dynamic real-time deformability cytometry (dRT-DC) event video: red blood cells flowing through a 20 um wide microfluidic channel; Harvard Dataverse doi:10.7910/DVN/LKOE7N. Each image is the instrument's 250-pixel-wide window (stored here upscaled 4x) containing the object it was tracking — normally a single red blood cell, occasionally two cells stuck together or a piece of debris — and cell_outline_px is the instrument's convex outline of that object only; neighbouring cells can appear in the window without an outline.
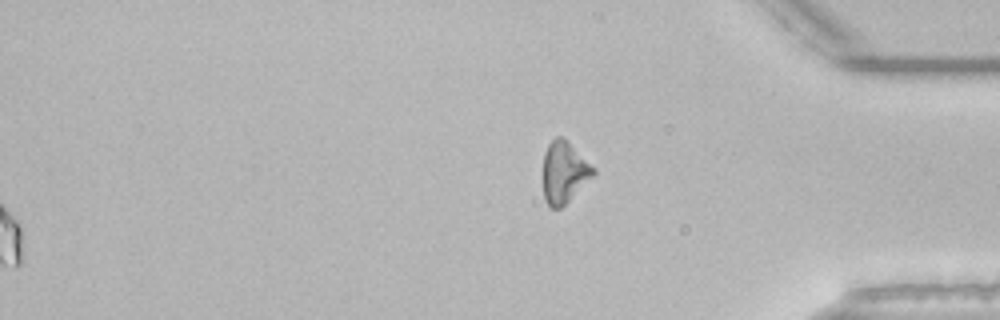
{"species": "common noctule bat (a hibernating species)", "species_latin": "Nyctalus noctula", "temperature_condition": "room temperature", "stored_images_in_passage": 55, "segment_of_instrument_passage": [2, 2], "camera_frame_rate_fps": 3000, "um_per_image_px": 0.085, "animal": {"sex": "male", "body_mass_g": 21.5, "forearm_length_mm": 52.0}, "frame": {"image": 1, "passage_image": 55, "time_ms": 18.0, "image_size_px": [1000, 320], "cell_outline_px": [[596, 172], [560, 208], [552, 208], [544, 200], [544, 152], [548, 144], [556, 136], [560, 136], [568, 140], [596, 168]], "centroid_in_image_um": [47.96, 14.59], "position_along_channel_um": 387.2, "area_um2": 17.8}}